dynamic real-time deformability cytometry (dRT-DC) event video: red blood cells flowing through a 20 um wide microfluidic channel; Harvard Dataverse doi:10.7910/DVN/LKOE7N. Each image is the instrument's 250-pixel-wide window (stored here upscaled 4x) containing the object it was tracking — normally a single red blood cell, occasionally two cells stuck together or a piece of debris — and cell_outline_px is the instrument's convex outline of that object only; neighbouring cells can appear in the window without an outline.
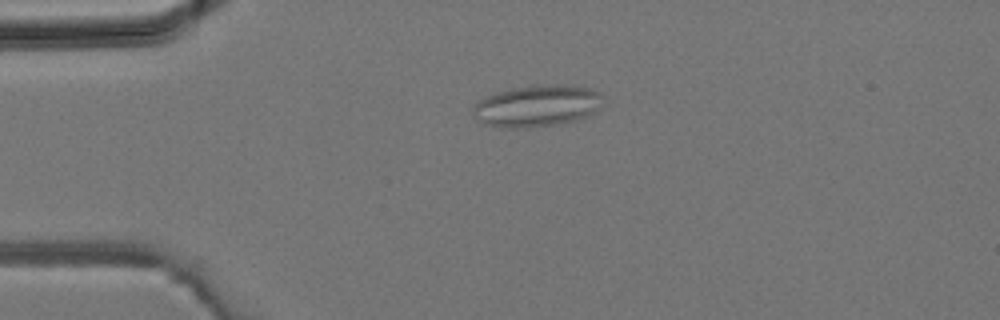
{"species": "common noctule bat (a hibernating species)", "species_latin": "Nyctalus noctula", "temperature_condition": "room temperature", "stored_images_in_passage": 37, "segment_of_instrument_passage": [1, 2], "camera_frame_rate_fps": 3000, "um_per_image_px": 0.085, "animal": {"sex": "male", "body_mass_g": 19.2, "forearm_length_mm": 51.8}, "frame": {"image": 1, "passage_image": 6, "time_ms": 1.667, "image_size_px": [1000, 320], "cell_outline_px": [[600, 108], [592, 116], [576, 120], [556, 124], [524, 128], [504, 128], [488, 124], [476, 120], [472, 108], [480, 100], [496, 92], [512, 88], [536, 84], [560, 84], [592, 88], [600, 92]], "centroid_in_image_um": [45.68, 8.99], "position_along_channel_um": 39.3, "area_um2": 31.73}}